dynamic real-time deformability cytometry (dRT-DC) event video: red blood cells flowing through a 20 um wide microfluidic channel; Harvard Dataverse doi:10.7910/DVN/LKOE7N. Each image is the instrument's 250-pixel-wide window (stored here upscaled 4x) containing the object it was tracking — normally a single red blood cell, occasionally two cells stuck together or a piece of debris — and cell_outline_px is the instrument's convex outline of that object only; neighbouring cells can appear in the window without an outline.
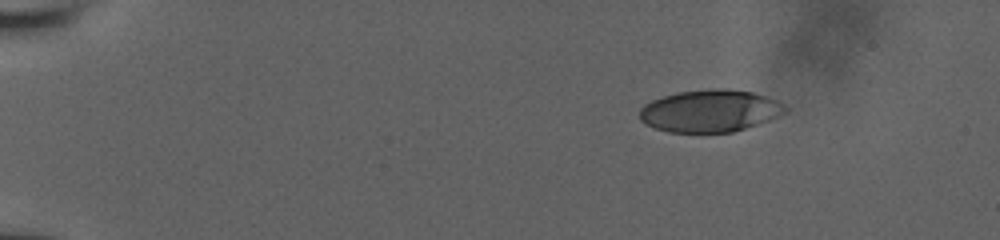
{"species": "human", "species_latin": "Homo sapiens", "temperature_condition": "room temperature", "stored_images_in_passage": 48, "camera_frame_rate_fps": 3000, "um_per_image_px": 0.085, "donor": {"sex": "male"}, "frame": {"image": 1, "passage_image": 1, "time_ms": 0.0, "image_size_px": [1000, 240], "cell_outline_px": [[788, 108], [784, 112], [768, 120], [732, 132], [668, 132], [644, 124], [640, 120], [640, 108], [644, 104], [652, 100], [676, 92], [712, 88], [724, 88], [752, 92], [776, 100]], "centroid_in_image_um": [60.29, 9.41], "position_along_channel_um": 24.7, "area_um2": 35.6}}
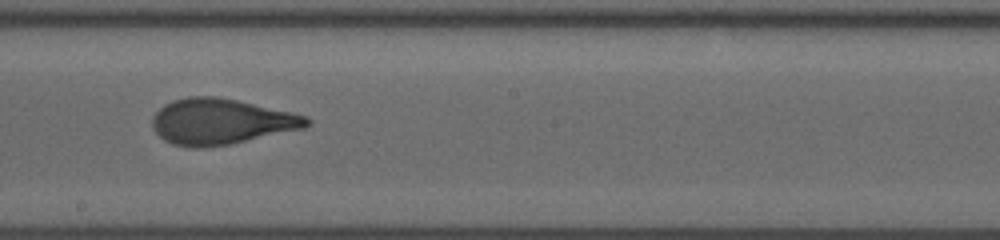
{"frame": {"image": 2, "passage_image": 26, "time_ms": 8.333, "image_size_px": [1000, 240], "cell_outline_px": [[312, 120], [304, 128], [228, 144], [204, 148], [192, 148], [172, 144], [164, 140], [152, 128], [152, 116], [164, 104], [172, 100], [188, 96], [216, 96], [236, 100], [292, 112], [308, 116]], "centroid_in_image_um": [18.75, 10.33], "position_along_channel_um": 229.5, "area_um2": 41.1}}
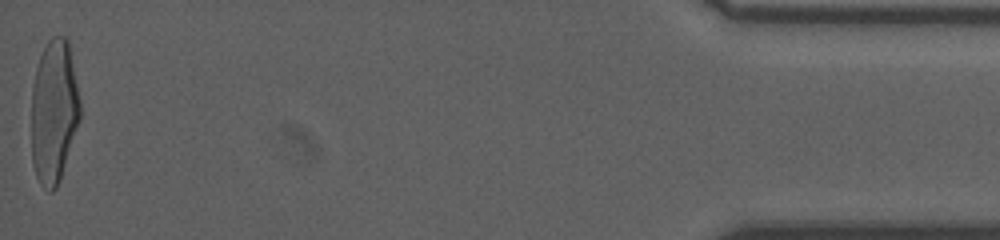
{"frame": {"image": 3, "passage_image": 48, "time_ms": 15.667, "image_size_px": [1000, 240], "cell_outline_px": [[80, 120], [60, 180], [56, 188], [52, 192], [48, 192], [40, 184], [36, 176], [32, 164], [32, 88], [36, 68], [40, 56], [48, 40], [52, 36], [68, 36], [80, 100]], "centroid_in_image_um": [4.59, 9.48], "position_along_channel_um": 430.6, "area_um2": 41.04}, "authors_computed_cell_mechanics": {"area_um2": 40.2866, "velocity_mm_per_s": 3.8949, "shape_relaxation_time_tau1_ms": 6.7638, "shape_relaxation_time_tau2_ms": 0.8969, "deformation_change_tau1": 0.284, "deformation_change_tau2": 0.0892}}